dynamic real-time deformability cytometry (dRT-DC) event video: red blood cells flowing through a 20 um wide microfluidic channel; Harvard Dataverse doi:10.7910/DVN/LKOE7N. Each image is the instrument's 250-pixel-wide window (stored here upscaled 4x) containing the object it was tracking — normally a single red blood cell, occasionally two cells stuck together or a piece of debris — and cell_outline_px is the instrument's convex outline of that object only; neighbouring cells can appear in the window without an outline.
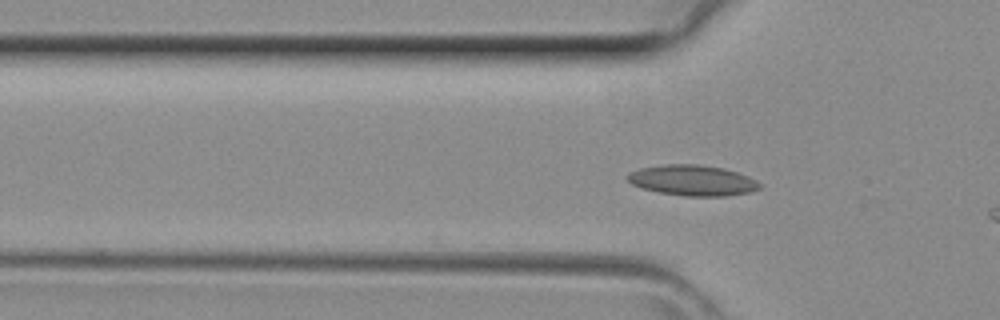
{"species": "common noctule bat (a hibernating species)", "species_latin": "Nyctalus noctula", "temperature_condition": "room temperature", "stored_images_in_passage": 6, "camera_frame_rate_fps": 3000, "um_per_image_px": 0.085, "animal": {"sex": "female", "body_mass_g": 29.2, "forearm_length_mm": 56.3}, "frame": {"image": 1, "passage_image": 6, "time_ms": 1.667, "image_size_px": [1000, 320], "cell_outline_px": [[760, 188], [748, 192], [728, 196], [684, 196], [660, 192], [640, 188], [632, 184], [624, 176], [628, 172], [640, 168], [664, 164], [700, 164], [724, 168], [748, 176], [756, 180], [760, 184]], "centroid_in_image_um": [58.82, 15.32], "position_along_channel_um": 67.0, "area_um2": 23.7}}